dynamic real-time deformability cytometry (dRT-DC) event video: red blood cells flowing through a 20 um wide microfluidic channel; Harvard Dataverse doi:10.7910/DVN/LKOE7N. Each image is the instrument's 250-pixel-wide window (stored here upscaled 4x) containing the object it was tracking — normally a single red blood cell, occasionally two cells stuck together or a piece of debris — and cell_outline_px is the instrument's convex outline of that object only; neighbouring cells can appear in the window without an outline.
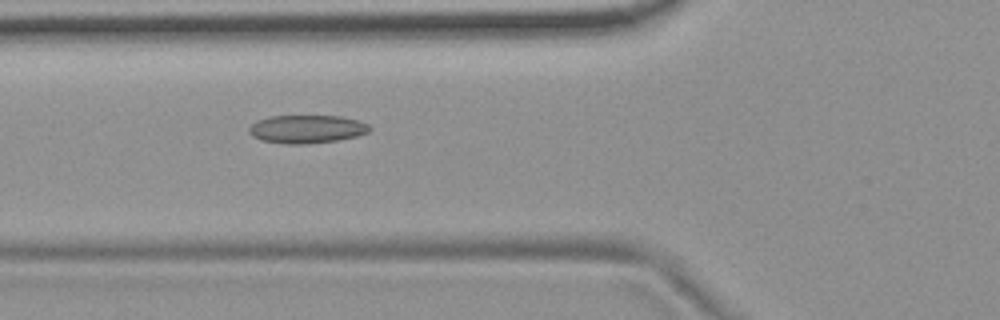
{"species": "common noctule bat (a hibernating species)", "species_latin": "Nyctalus noctula", "temperature_condition": "room temperature", "stored_images_in_passage": 6, "camera_frame_rate_fps": 3000, "um_per_image_px": 0.085, "animal": {"sex": "female", "body_mass_g": 19.9}, "frame": {"image": 1, "passage_image": 6, "time_ms": 6.0, "image_size_px": [1000, 320], "cell_outline_px": [[372, 128], [368, 132], [356, 136], [336, 140], [304, 144], [284, 144], [260, 140], [252, 136], [248, 132], [248, 128], [256, 120], [268, 116], [340, 116], [360, 120], [368, 124]], "centroid_in_image_um": [26.05, 10.97], "position_along_channel_um": 99.8, "area_um2": 19.94}}